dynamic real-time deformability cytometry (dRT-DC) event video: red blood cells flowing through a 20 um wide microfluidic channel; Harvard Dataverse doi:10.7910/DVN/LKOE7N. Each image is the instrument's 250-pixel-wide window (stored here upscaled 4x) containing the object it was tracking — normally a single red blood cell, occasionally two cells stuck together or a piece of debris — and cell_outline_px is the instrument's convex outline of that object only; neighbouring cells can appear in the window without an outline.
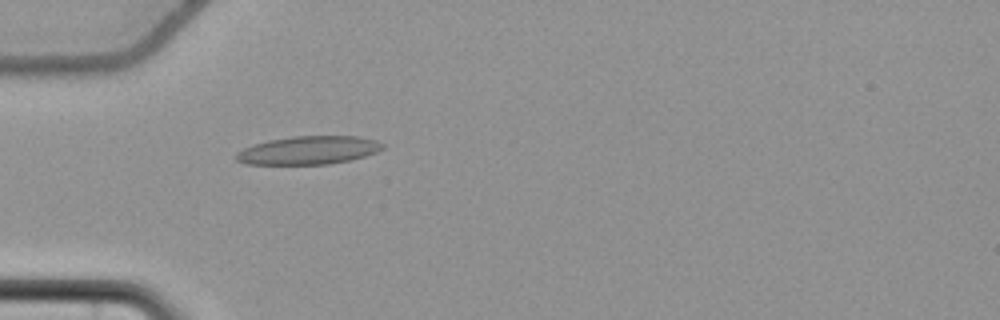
{"species": "common noctule bat (a hibernating species)", "species_latin": "Nyctalus noctula", "temperature_condition": "cold", "stored_images_in_passage": 56, "camera_frame_rate_fps": 3000, "um_per_image_px": 0.085, "animal": {"sex": "female", "body_mass_g": 22.7, "forearm_length_mm": 54.2}, "frame": {"image": 1, "passage_image": 18, "time_ms": 5.667, "image_size_px": [1000, 320], "cell_outline_px": [[384, 148], [376, 152], [364, 156], [348, 160], [328, 164], [248, 164], [236, 160], [236, 152], [252, 144], [268, 140], [292, 136], [360, 136], [376, 140], [384, 144]], "centroid_in_image_um": [26.22, 12.76], "position_along_channel_um": 58.8, "area_um2": 24.1}}
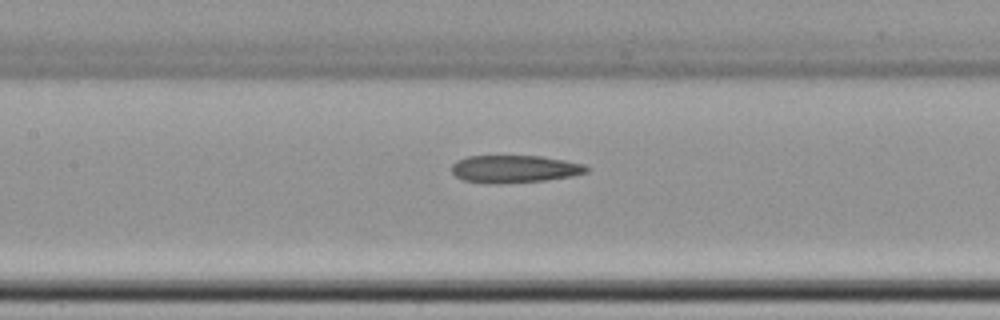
{"frame": {"image": 2, "passage_image": 27, "time_ms": 8.667, "image_size_px": [1000, 320], "cell_outline_px": [[592, 168], [588, 172], [572, 176], [544, 180], [500, 184], [484, 184], [464, 180], [456, 176], [452, 172], [452, 164], [456, 160], [468, 156], [540, 156], [564, 160], [584, 164]], "centroid_in_image_um": [43.74, 14.37], "position_along_channel_um": 163.7, "area_um2": 21.85}}
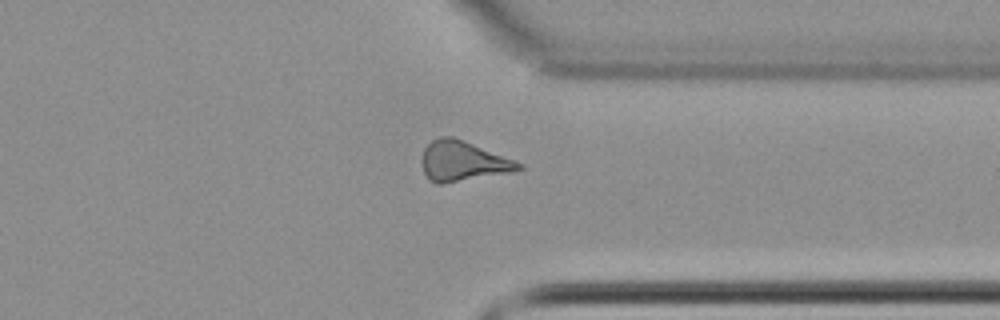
{"frame": {"image": 3, "passage_image": 44, "time_ms": 14.333, "image_size_px": [1000, 320], "cell_outline_px": [[524, 168], [512, 172], [440, 184], [436, 184], [424, 172], [420, 160], [424, 148], [432, 140], [440, 136], [452, 136], [464, 140], [524, 164]], "centroid_in_image_um": [39.33, 13.69], "position_along_channel_um": 372.1, "area_um2": 22.48}}